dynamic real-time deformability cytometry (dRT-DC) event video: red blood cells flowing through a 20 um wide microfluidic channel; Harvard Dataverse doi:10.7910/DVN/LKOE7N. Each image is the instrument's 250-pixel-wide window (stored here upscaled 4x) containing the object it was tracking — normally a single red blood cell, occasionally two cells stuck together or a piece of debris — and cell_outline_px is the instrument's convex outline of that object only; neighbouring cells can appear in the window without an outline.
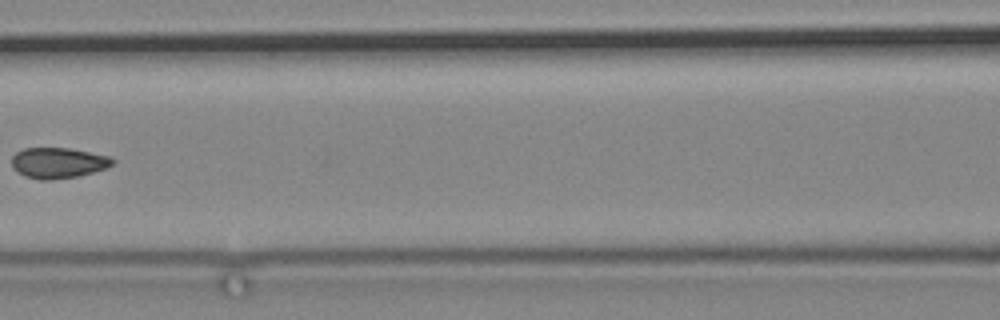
{"species": "common noctule bat (a hibernating species)", "species_latin": "Nyctalus noctula", "temperature_condition": "cold", "stored_images_in_passage": 11, "camera_frame_rate_fps": 3000, "um_per_image_px": 0.085, "animal": {"sex": "male", "body_mass_g": 19.2, "forearm_length_mm": 51.8}, "frame": {"image": 1, "passage_image": 10, "time_ms": 11.333, "image_size_px": [1000, 320], "cell_outline_px": [[116, 160], [108, 168], [76, 176], [52, 180], [40, 180], [24, 176], [12, 168], [12, 156], [16, 152], [24, 148], [68, 148], [112, 156]], "centroid_in_image_um": [4.95, 13.84], "position_along_channel_um": 161.7, "area_um2": 18.15}}
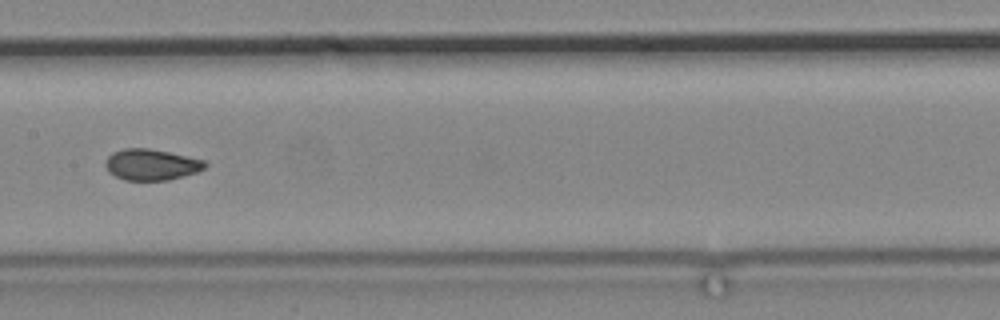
{"frame": {"image": 2, "passage_image": 11, "time_ms": 12.333, "image_size_px": [1000, 320], "cell_outline_px": [[208, 164], [204, 168], [196, 172], [168, 180], [124, 180], [108, 172], [104, 164], [108, 156], [112, 152], [124, 148], [148, 148], [168, 152], [204, 160]], "centroid_in_image_um": [12.83, 13.99], "position_along_channel_um": 194.6, "area_um2": 17.98}}